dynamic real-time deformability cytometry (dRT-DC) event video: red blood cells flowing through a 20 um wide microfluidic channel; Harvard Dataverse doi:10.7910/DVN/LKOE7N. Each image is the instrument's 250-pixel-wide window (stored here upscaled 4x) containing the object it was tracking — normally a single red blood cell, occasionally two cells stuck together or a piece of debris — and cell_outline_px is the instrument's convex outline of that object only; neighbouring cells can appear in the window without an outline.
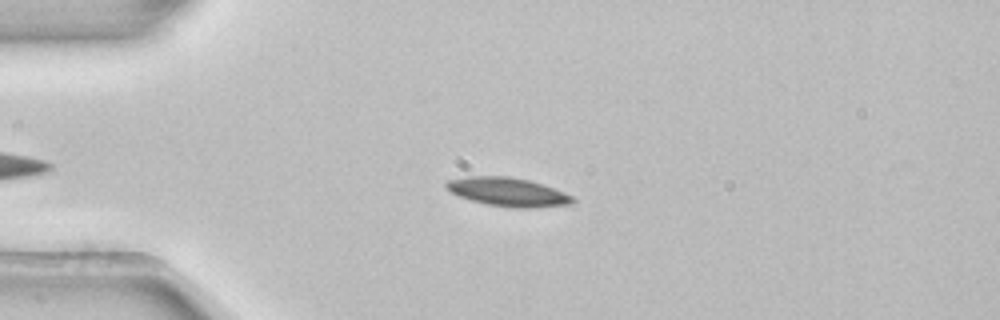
{"species": "common noctule bat (a hibernating species)", "species_latin": "Nyctalus noctula", "temperature_condition": "room temperature", "stored_images_in_passage": 49, "camera_frame_rate_fps": 3000, "um_per_image_px": 0.085, "animal": {"sex": "female", "body_mass_g": 22.7, "forearm_length_mm": 54.2}, "frame": {"image": 1, "passage_image": 13, "time_ms": 4.0, "image_size_px": [1000, 320], "cell_outline_px": [[576, 200], [572, 204], [532, 208], [516, 208], [488, 204], [472, 200], [460, 196], [452, 192], [444, 184], [448, 180], [468, 176], [508, 176], [528, 180], [544, 184], [572, 196]], "centroid_in_image_um": [43.21, 16.31], "position_along_channel_um": 41.8, "area_um2": 20.92}}
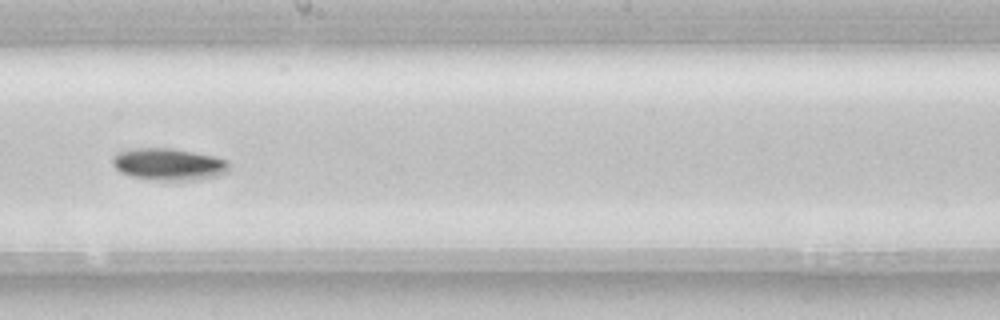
{"frame": {"image": 2, "passage_image": 30, "time_ms": 9.667, "image_size_px": [1000, 320], "cell_outline_px": [[228, 172], [216, 176], [196, 180], [156, 180], [132, 176], [120, 172], [112, 164], [112, 156], [120, 152], [132, 148], [172, 148], [216, 156], [228, 160]], "centroid_in_image_um": [14.35, 13.96], "position_along_channel_um": 233.9, "area_um2": 21.79}}
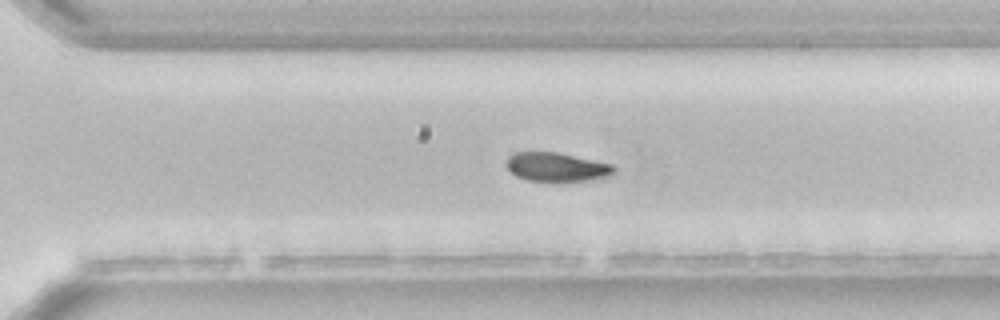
{"frame": {"image": 3, "passage_image": 37, "time_ms": 12.0, "image_size_px": [1000, 320], "cell_outline_px": [[616, 172], [608, 176], [584, 180], [556, 184], [528, 180], [516, 176], [508, 168], [508, 156], [512, 152], [556, 152], [612, 164], [616, 168]], "centroid_in_image_um": [47.31, 14.23], "position_along_channel_um": 323.3, "area_um2": 18.44}, "authors_computed_cell_mechanics": {"area_um2": 21.2704, "velocity_mm_per_s": 3.8497, "shape_relaxation_time_tau1_ms": 2.5883, "shape_relaxation_time_tau2_ms": null, "deformation_change_tau1": 0.073, "deformation_change_tau2": null}}